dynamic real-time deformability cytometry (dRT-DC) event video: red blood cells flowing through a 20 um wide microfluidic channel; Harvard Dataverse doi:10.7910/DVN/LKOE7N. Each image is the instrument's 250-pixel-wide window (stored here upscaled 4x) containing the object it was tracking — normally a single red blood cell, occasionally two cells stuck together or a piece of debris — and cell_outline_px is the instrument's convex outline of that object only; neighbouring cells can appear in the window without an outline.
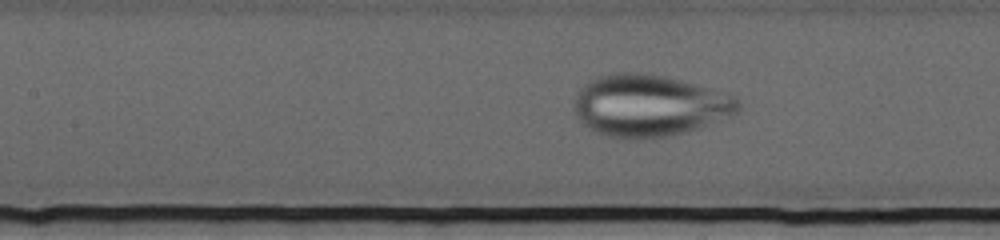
{"species": "human", "species_latin": "Homo sapiens", "temperature_condition": "cold", "stored_images_in_passage": 72, "camera_frame_rate_fps": 3000, "um_per_image_px": 0.085, "donor": {"sex": "female"}, "frame": {"image": 1, "passage_image": 32, "time_ms": 10.333, "image_size_px": [1000, 240], "cell_outline_px": [[740, 112], [732, 116], [688, 132], [672, 136], [636, 140], [632, 140], [608, 136], [596, 132], [588, 128], [576, 116], [576, 96], [580, 88], [584, 84], [600, 76], [616, 72], [636, 72], [660, 76], [680, 80], [728, 92], [736, 96], [740, 100]], "centroid_in_image_um": [55.26, 9.0], "position_along_channel_um": 152.1, "area_um2": 59.53}}
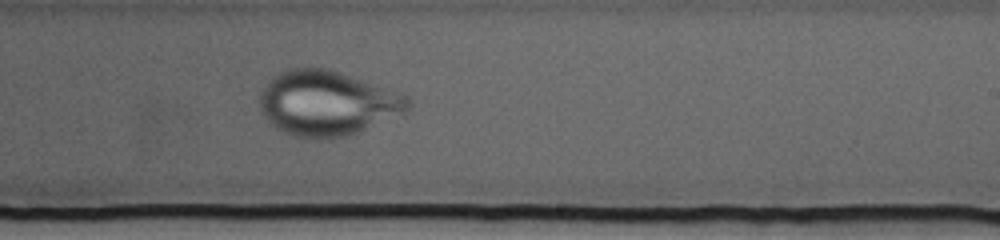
{"frame": {"image": 2, "passage_image": 44, "time_ms": 14.333, "image_size_px": [1000, 240], "cell_outline_px": [[412, 104], [404, 112], [348, 136], [332, 140], [316, 140], [292, 136], [280, 132], [268, 124], [260, 112], [260, 88], [272, 76], [288, 68], [328, 68], [392, 88], [404, 92], [412, 100]], "centroid_in_image_um": [27.78, 8.78], "position_along_channel_um": 261.2, "area_um2": 57.51}}
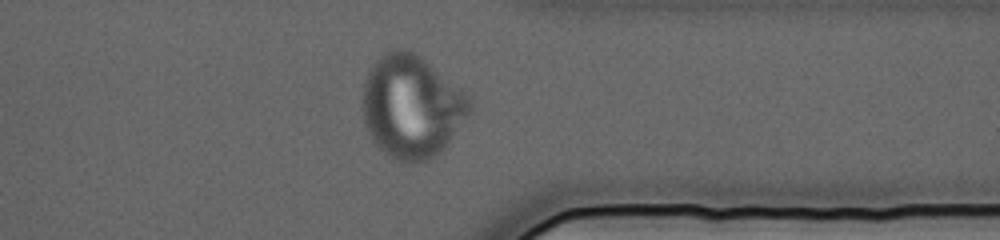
{"frame": {"image": 3, "passage_image": 57, "time_ms": 18.667, "image_size_px": [1000, 240], "cell_outline_px": [[472, 112], [444, 148], [440, 152], [424, 164], [412, 164], [396, 160], [384, 152], [372, 140], [364, 128], [360, 100], [364, 80], [368, 68], [384, 52], [392, 48], [404, 48], [420, 56], [460, 88], [472, 100]], "centroid_in_image_um": [34.95, 9.08], "position_along_channel_um": 376.5, "area_um2": 65.37}}